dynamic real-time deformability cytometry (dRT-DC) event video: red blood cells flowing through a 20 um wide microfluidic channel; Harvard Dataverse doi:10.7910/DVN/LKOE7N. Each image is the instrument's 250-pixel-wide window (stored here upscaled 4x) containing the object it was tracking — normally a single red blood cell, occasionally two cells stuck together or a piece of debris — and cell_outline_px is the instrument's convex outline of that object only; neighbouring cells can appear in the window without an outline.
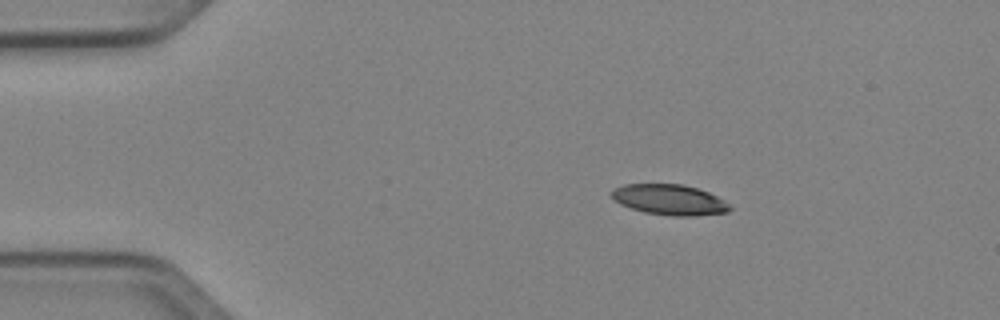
{"species": "Egyptian fruit bat (a non-hibernating species)", "species_latin": "Rousettus aegyptiacus", "temperature_condition": "cold", "stored_images_in_passage": 42, "camera_frame_rate_fps": 3000, "um_per_image_px": 0.085, "animal": {"sex": "female"}, "frame": {"image": 1, "passage_image": 1, "time_ms": 0.0, "image_size_px": [1000, 320], "cell_outline_px": [[732, 208], [728, 212], [692, 216], [672, 216], [644, 212], [620, 204], [612, 200], [612, 188], [624, 184], [684, 184], [708, 192], [724, 200]], "centroid_in_image_um": [56.88, 16.97], "position_along_channel_um": 28.1, "area_um2": 21.04}}
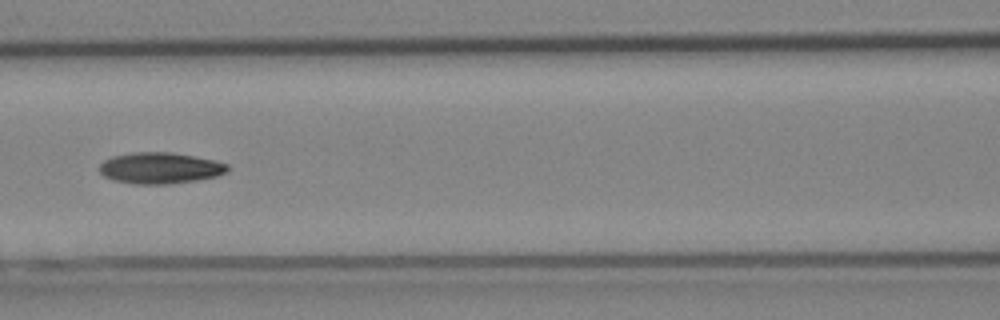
{"frame": {"image": 2, "passage_image": 15, "time_ms": 4.667, "image_size_px": [1000, 320], "cell_outline_px": [[228, 172], [216, 176], [196, 180], [168, 184], [136, 184], [116, 180], [104, 176], [100, 172], [100, 164], [104, 160], [112, 156], [132, 152], [172, 152], [212, 160], [228, 164]], "centroid_in_image_um": [13.6, 14.28], "position_along_channel_um": 153.0, "area_um2": 23.12}}
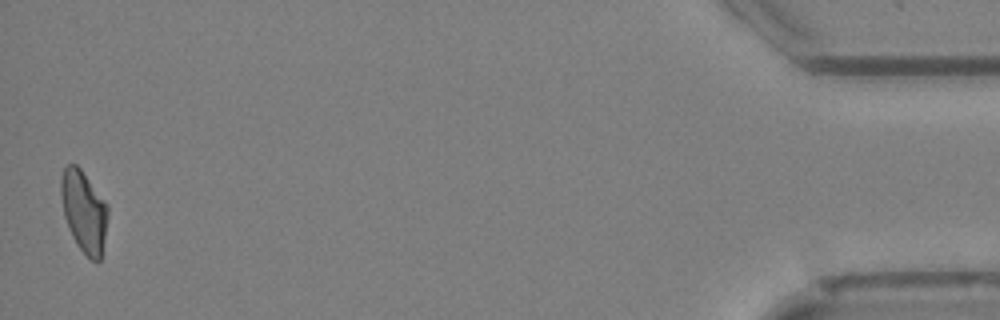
{"frame": {"image": 3, "passage_image": 42, "time_ms": 13.667, "image_size_px": [1000, 320], "cell_outline_px": [[108, 212], [100, 260], [96, 264], [76, 244], [72, 236], [64, 216], [60, 192], [60, 176], [64, 168], [68, 164], [76, 164], [80, 168], [108, 204]], "centroid_in_image_um": [7.11, 17.93], "position_along_channel_um": 428.1, "area_um2": 22.14}, "authors_computed_cell_mechanics": {"area_um2": 22.1663, "velocity_mm_per_s": 4.0613, "shape_relaxation_time_tau1_ms": 10.1825, "shape_relaxation_time_tau2_ms": 5.0279, "deformation_change_tau1": 0.2185, "deformation_change_tau2": 0.1211}}